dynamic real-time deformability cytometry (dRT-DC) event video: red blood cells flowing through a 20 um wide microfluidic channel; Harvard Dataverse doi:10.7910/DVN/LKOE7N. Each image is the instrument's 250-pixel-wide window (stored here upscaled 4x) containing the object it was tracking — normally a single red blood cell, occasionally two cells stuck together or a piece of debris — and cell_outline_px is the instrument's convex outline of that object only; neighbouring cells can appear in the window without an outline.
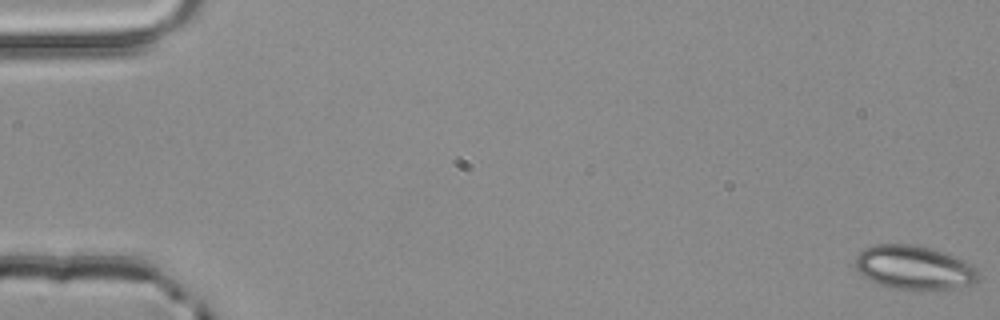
{"species": "common noctule bat (a hibernating species)", "species_latin": "Nyctalus noctula", "temperature_condition": "room temperature", "stored_images_in_passage": 4, "camera_frame_rate_fps": 3000, "um_per_image_px": 0.085, "animal": {"sex": "male", "body_mass_g": 20.4}, "frame": {"image": 1, "passage_image": 1, "time_ms": 0.0, "image_size_px": [1000, 320], "cell_outline_px": [[976, 280], [972, 284], [956, 288], [896, 288], [876, 284], [864, 276], [852, 264], [856, 256], [864, 248], [876, 244], [912, 244], [944, 252], [956, 256], [972, 264], [976, 268]], "centroid_in_image_um": [77.65, 22.71], "position_along_channel_um": 7.3, "area_um2": 31.1}}